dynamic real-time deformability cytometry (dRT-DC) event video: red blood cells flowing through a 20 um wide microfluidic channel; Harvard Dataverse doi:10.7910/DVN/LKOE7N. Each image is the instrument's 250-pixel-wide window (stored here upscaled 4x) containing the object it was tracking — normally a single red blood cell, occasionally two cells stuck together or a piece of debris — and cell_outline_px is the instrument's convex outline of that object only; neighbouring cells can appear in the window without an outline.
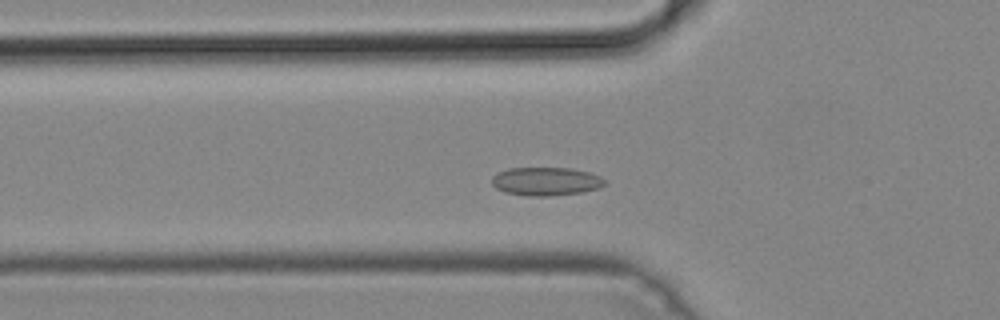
{"species": "common noctule bat (a hibernating species)", "species_latin": "Nyctalus noctula", "temperature_condition": "cold", "stored_images_in_passage": 44, "camera_frame_rate_fps": 3000, "um_per_image_px": 0.085, "animal": {"sex": "male", "body_mass_g": 19.2, "forearm_length_mm": 51.8}, "frame": {"image": 1, "passage_image": 11, "time_ms": 3.333, "image_size_px": [1000, 320], "cell_outline_px": [[604, 184], [600, 188], [584, 192], [548, 196], [528, 196], [504, 192], [496, 188], [492, 184], [492, 176], [496, 172], [508, 168], [572, 168], [588, 172], [600, 176], [604, 180]], "centroid_in_image_um": [46.38, 15.41], "position_along_channel_um": 79.4, "area_um2": 18.79}}
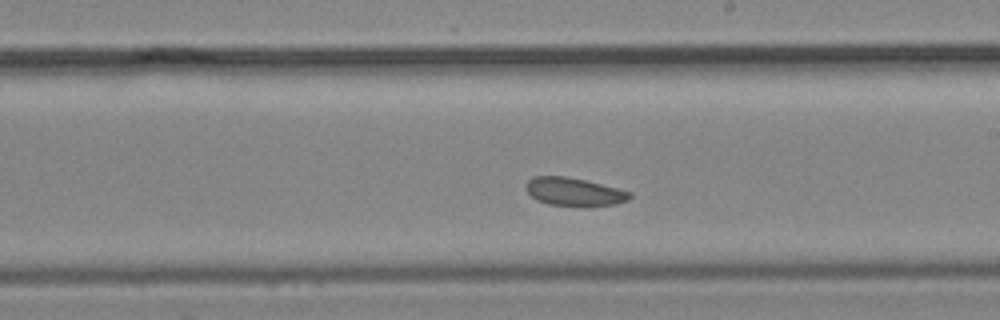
{"frame": {"image": 2, "passage_image": 23, "time_ms": 7.333, "image_size_px": [1000, 320], "cell_outline_px": [[632, 196], [628, 200], [616, 204], [588, 208], [548, 204], [536, 200], [524, 188], [524, 184], [532, 176], [568, 176], [632, 192]], "centroid_in_image_um": [48.79, 16.33], "position_along_channel_um": 240.2, "area_um2": 17.51}}
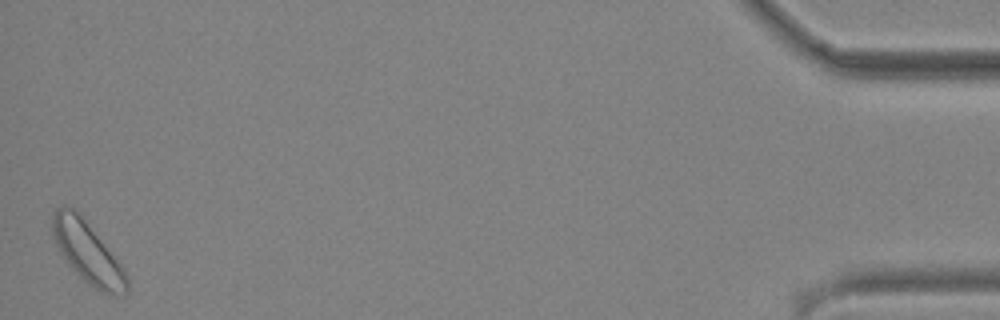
{"frame": {"image": 3, "passage_image": 44, "time_ms": 14.333, "image_size_px": [1000, 320], "cell_outline_px": [[128, 292], [124, 296], [100, 292], [88, 284], [72, 268], [60, 252], [52, 236], [52, 212], [60, 204], [68, 204], [80, 212], [124, 268], [128, 276]], "centroid_in_image_um": [7.44, 21.42], "position_along_channel_um": 427.8, "area_um2": 26.99}}